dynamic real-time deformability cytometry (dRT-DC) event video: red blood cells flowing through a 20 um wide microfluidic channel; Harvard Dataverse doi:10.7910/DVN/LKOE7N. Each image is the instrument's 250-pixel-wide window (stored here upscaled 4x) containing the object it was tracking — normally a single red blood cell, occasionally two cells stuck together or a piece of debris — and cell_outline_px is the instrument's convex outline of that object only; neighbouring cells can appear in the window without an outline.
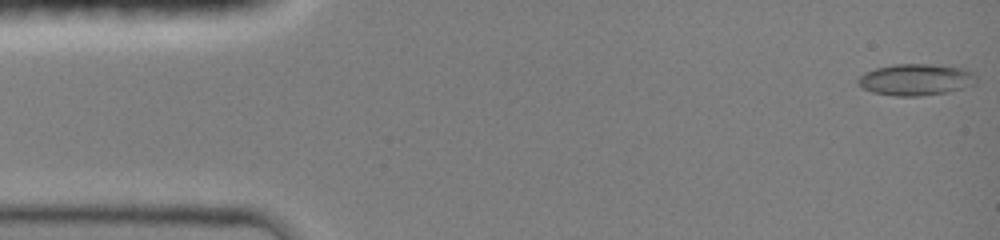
{"species": "common noctule bat (a hibernating species)", "species_latin": "Nyctalus noctula", "temperature_condition": "room temperature", "stored_images_in_passage": 50, "camera_frame_rate_fps": 3000, "um_per_image_px": 0.085, "animal": {"sex": "female", "body_mass_g": 19.0, "forearm_length_mm": 51.5}, "frame": {"image": 1, "passage_image": 1, "time_ms": 0.0, "image_size_px": [1000, 240], "cell_outline_px": [[976, 84], [948, 92], [920, 96], [896, 96], [872, 92], [864, 88], [856, 80], [864, 72], [876, 68], [896, 64], [928, 64], [964, 68], [976, 72]], "centroid_in_image_um": [77.89, 6.76], "position_along_channel_um": 7.1, "area_um2": 21.79}}
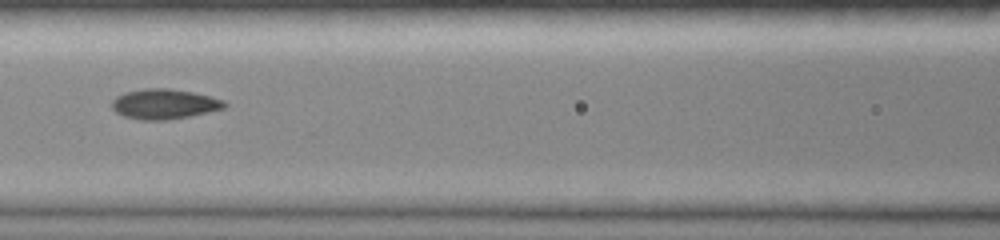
{"frame": {"image": 2, "passage_image": 29, "time_ms": 6.333, "image_size_px": [1000, 240], "cell_outline_px": [[228, 104], [224, 108], [188, 116], [164, 120], [144, 120], [124, 116], [116, 112], [112, 108], [112, 100], [116, 96], [124, 92], [144, 88], [168, 88], [192, 92], [224, 100]], "centroid_in_image_um": [13.93, 8.83], "position_along_channel_um": 152.7, "area_um2": 19.54}}
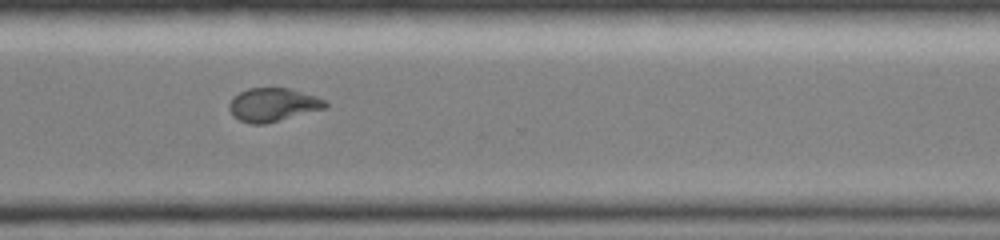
{"frame": {"image": 3, "passage_image": 49, "time_ms": 11.0, "image_size_px": [1000, 240], "cell_outline_px": [[328, 108], [264, 124], [252, 124], [240, 120], [232, 116], [228, 108], [228, 104], [232, 96], [248, 88], [288, 88], [316, 96], [328, 100]], "centroid_in_image_um": [23.2, 8.9], "position_along_channel_um": 347.4, "area_um2": 18.96}}